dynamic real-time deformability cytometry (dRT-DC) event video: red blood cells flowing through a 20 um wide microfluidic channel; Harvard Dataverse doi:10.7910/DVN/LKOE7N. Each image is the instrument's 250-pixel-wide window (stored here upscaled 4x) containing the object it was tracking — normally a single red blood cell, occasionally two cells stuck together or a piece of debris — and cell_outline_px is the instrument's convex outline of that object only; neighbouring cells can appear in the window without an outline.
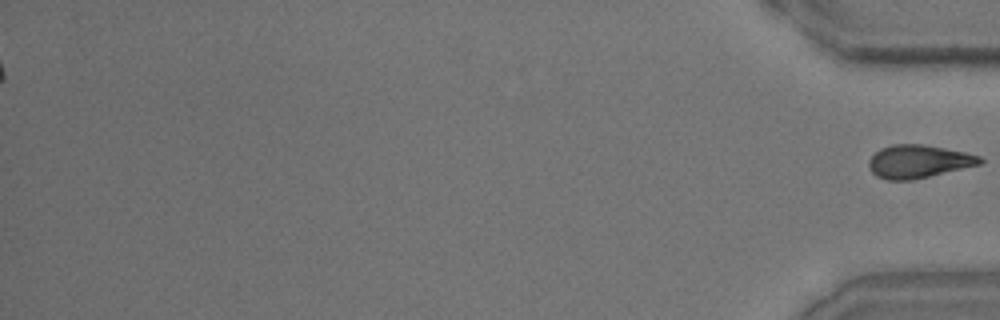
{"species": "common noctule bat (a hibernating species)", "species_latin": "Nyctalus noctula", "temperature_condition": "room temperature", "stored_images_in_passage": 48, "segment_of_instrument_passage": [2, 2], "camera_frame_rate_fps": 3000, "um_per_image_px": 0.085, "animal": {"sex": "male", "body_mass_g": 15.6}, "frame": {"image": 1, "passage_image": 48, "time_ms": 15.667, "image_size_px": [1000, 320], "cell_outline_px": [[984, 160], [980, 164], [912, 180], [884, 180], [876, 176], [868, 168], [868, 160], [880, 148], [892, 144], [924, 144], [964, 152], [980, 156]], "centroid_in_image_um": [78.02, 13.72], "position_along_channel_um": 357.2, "area_um2": 21.39}}